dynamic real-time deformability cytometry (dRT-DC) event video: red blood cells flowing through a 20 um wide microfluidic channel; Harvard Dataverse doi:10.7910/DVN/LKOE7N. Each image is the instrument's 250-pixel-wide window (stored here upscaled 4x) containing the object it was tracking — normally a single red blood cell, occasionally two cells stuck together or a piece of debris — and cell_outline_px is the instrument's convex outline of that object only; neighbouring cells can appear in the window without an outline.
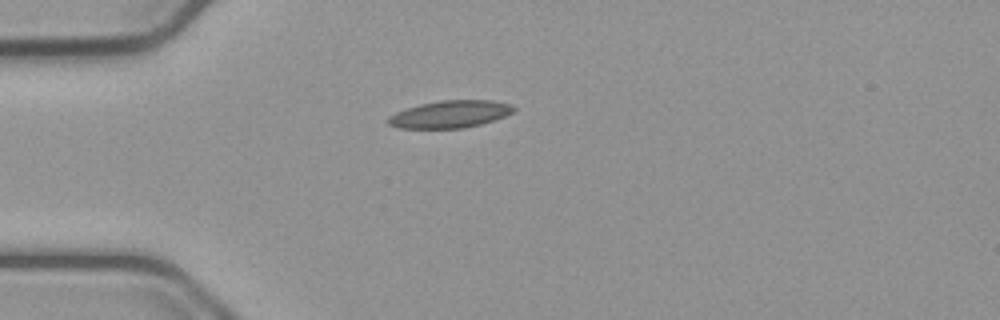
{"species": "common noctule bat (a hibernating species)", "species_latin": "Nyctalus noctula", "temperature_condition": "cold", "stored_images_in_passage": 41, "camera_frame_rate_fps": 3000, "um_per_image_px": 0.085, "animal": {"sex": "male", "body_mass_g": 23.1, "forearm_length_mm": 52.7}, "frame": {"image": 1, "passage_image": 1, "time_ms": 0.0, "image_size_px": [1000, 320], "cell_outline_px": [[516, 108], [512, 112], [504, 116], [480, 124], [464, 128], [400, 128], [388, 124], [388, 116], [396, 112], [420, 104], [440, 100], [492, 100], [512, 104]], "centroid_in_image_um": [38.26, 9.7], "position_along_channel_um": 46.7, "area_um2": 19.83}}
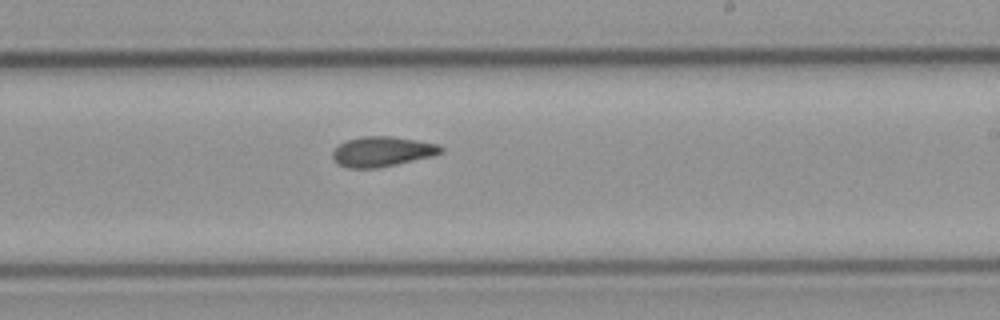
{"frame": {"image": 2, "passage_image": 19, "time_ms": 6.0, "image_size_px": [1000, 320], "cell_outline_px": [[444, 152], [432, 156], [396, 164], [376, 168], [348, 168], [340, 164], [332, 156], [332, 152], [340, 144], [348, 140], [360, 136], [392, 136], [440, 144], [444, 148]], "centroid_in_image_um": [32.53, 12.87], "position_along_channel_um": 256.5, "area_um2": 18.84}}
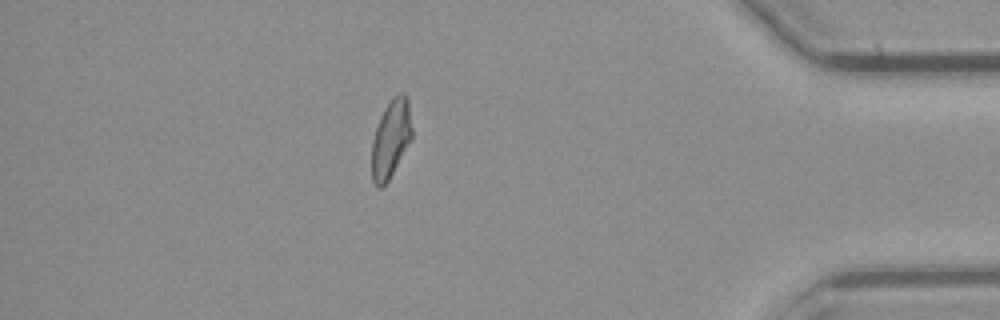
{"frame": {"image": 3, "passage_image": 34, "time_ms": 11.0, "image_size_px": [1000, 320], "cell_outline_px": [[412, 136], [388, 180], [380, 188], [376, 188], [372, 180], [372, 140], [380, 116], [384, 108], [392, 96], [400, 92], [404, 92], [408, 100], [412, 128]], "centroid_in_image_um": [33.21, 11.75], "position_along_channel_um": 402.0, "area_um2": 18.09}, "authors_computed_cell_mechanics": {"area_um2": 18.785, "velocity_mm_per_s": 3.765, "shape_relaxation_time_tau1_ms": null, "shape_relaxation_time_tau2_ms": 3.7878, "deformation_change_tau1": null, "deformation_change_tau2": 0.0965}}